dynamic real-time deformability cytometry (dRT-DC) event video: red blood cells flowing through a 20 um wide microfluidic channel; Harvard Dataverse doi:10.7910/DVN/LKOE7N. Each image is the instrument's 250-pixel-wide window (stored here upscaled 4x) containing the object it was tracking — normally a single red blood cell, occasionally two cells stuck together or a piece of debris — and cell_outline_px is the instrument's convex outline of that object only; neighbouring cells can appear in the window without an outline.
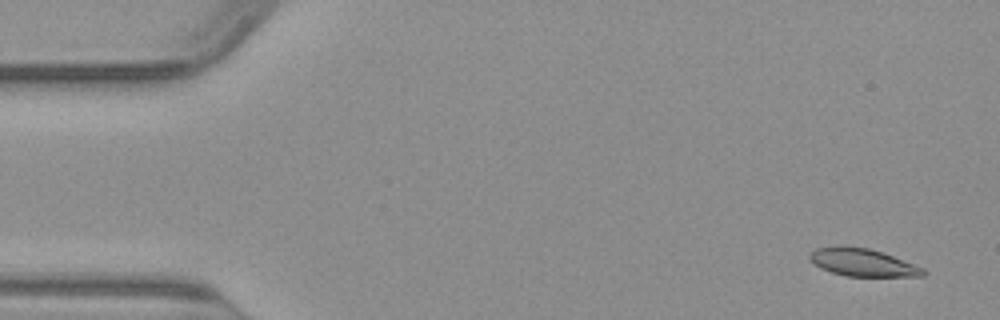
{"species": "common noctule bat (a hibernating species)", "species_latin": "Nyctalus noctula", "temperature_condition": "warm", "stored_images_in_passage": 50, "camera_frame_rate_fps": 3000, "um_per_image_px": 0.085, "animal": {"sex": "male", "body_mass_g": 23.1, "forearm_length_mm": 52.7}, "frame": {"image": 1, "passage_image": 3, "time_ms": 0.667, "image_size_px": [1000, 320], "cell_outline_px": [[928, 272], [924, 276], [844, 276], [820, 268], [808, 260], [808, 256], [816, 248], [836, 244], [868, 248], [892, 256], [924, 268]], "centroid_in_image_um": [73.27, 22.3], "position_along_channel_um": 11.7, "area_um2": 18.44}}
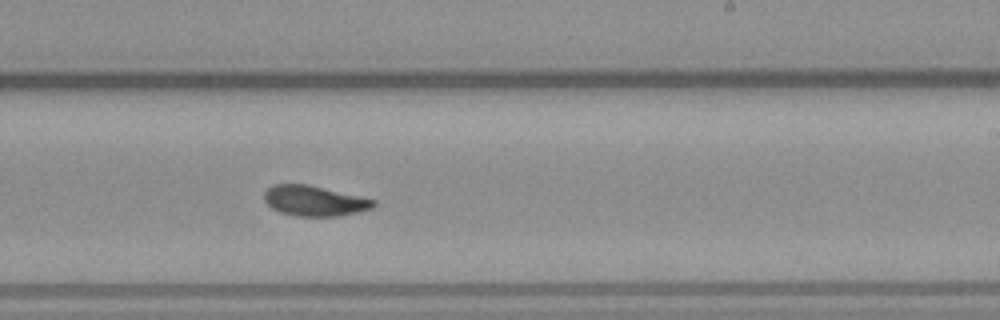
{"frame": {"image": 2, "passage_image": 30, "time_ms": 9.667, "image_size_px": [1000, 320], "cell_outline_px": [[376, 204], [372, 208], [360, 212], [340, 216], [296, 216], [280, 212], [272, 208], [264, 200], [264, 192], [272, 184], [308, 184], [376, 200]], "centroid_in_image_um": [26.72, 17.07], "position_along_channel_um": 262.3, "area_um2": 19.36}}
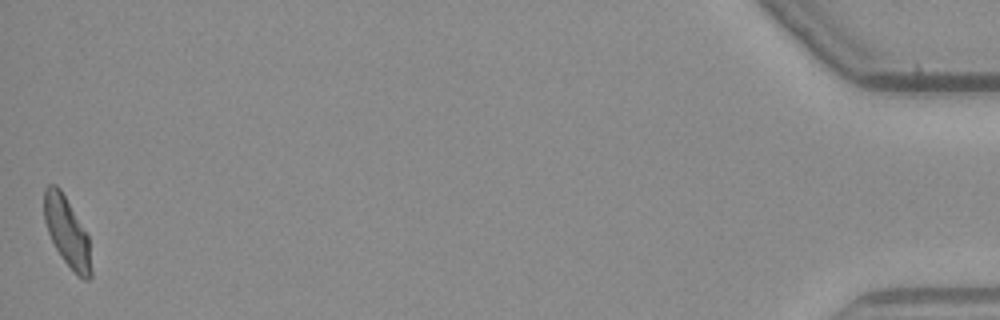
{"frame": {"image": 3, "passage_image": 50, "time_ms": 16.333, "image_size_px": [1000, 320], "cell_outline_px": [[92, 276], [88, 280], [84, 280], [76, 276], [64, 260], [56, 248], [48, 232], [44, 220], [44, 188], [48, 184], [56, 184], [60, 188], [88, 232], [92, 272]], "centroid_in_image_um": [5.72, 19.72], "position_along_channel_um": 429.5, "area_um2": 19.36}}